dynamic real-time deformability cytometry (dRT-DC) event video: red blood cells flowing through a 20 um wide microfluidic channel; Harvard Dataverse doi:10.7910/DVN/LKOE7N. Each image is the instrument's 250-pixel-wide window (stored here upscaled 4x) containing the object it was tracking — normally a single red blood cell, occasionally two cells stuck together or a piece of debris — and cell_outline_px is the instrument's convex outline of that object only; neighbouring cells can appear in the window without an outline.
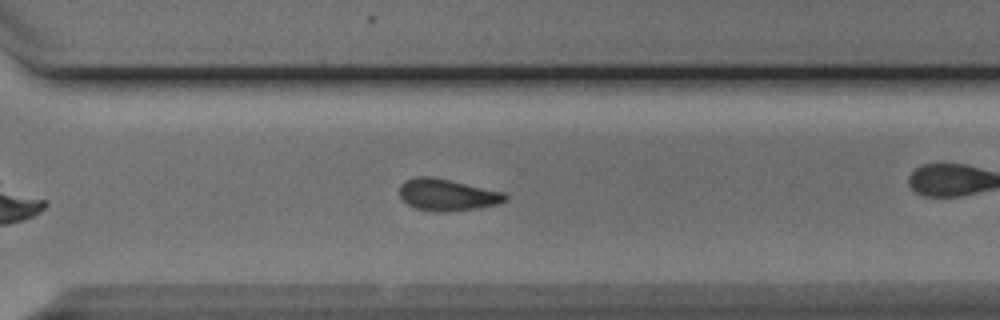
{"species": "Egyptian fruit bat (a non-hibernating species)", "species_latin": "Rousettus aegyptiacus", "temperature_condition": "cold", "stored_images_in_passage": 39, "camera_frame_rate_fps": 3000, "um_per_image_px": 0.085, "animal": {"sex": "male"}, "frame": {"image": 1, "passage_image": 23, "time_ms": 7.333, "image_size_px": [1000, 320], "cell_outline_px": [[508, 200], [500, 204], [476, 208], [432, 212], [416, 208], [408, 204], [400, 196], [400, 184], [416, 176], [428, 176], [448, 180], [504, 192], [508, 196]], "centroid_in_image_um": [38.03, 16.56], "position_along_channel_um": 332.6, "area_um2": 19.25}, "authors_computed_cell_mechanics": {"area_um2": 19.941, "velocity_mm_per_s": 3.8823, "shape_relaxation_time_tau1_ms": 3.3049, "shape_relaxation_time_tau2_ms": 7.9155, "deformation_change_tau1": 0.088, "deformation_change_tau2": 0.1494}}